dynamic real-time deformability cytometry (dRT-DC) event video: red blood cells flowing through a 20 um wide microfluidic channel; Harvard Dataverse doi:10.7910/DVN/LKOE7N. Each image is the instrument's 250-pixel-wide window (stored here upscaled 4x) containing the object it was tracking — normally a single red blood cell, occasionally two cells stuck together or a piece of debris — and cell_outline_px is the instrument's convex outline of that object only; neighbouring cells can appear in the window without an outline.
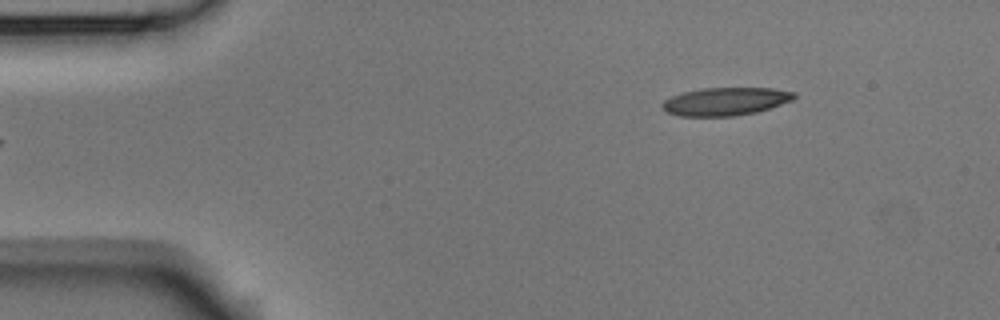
{"species": "Egyptian fruit bat (a non-hibernating species)", "species_latin": "Rousettus aegyptiacus", "temperature_condition": "room temperature", "stored_images_in_passage": 6, "camera_frame_rate_fps": 3000, "um_per_image_px": 0.085, "animal": {"sex": "male"}, "frame": {"image": 1, "passage_image": 6, "time_ms": 1.667, "image_size_px": [1000, 320], "cell_outline_px": [[796, 96], [792, 100], [756, 112], [732, 116], [680, 116], [668, 112], [660, 108], [660, 104], [664, 100], [672, 96], [684, 92], [700, 88], [772, 88], [796, 92]], "centroid_in_image_um": [61.63, 8.62], "position_along_channel_um": 23.4, "area_um2": 21.44}}